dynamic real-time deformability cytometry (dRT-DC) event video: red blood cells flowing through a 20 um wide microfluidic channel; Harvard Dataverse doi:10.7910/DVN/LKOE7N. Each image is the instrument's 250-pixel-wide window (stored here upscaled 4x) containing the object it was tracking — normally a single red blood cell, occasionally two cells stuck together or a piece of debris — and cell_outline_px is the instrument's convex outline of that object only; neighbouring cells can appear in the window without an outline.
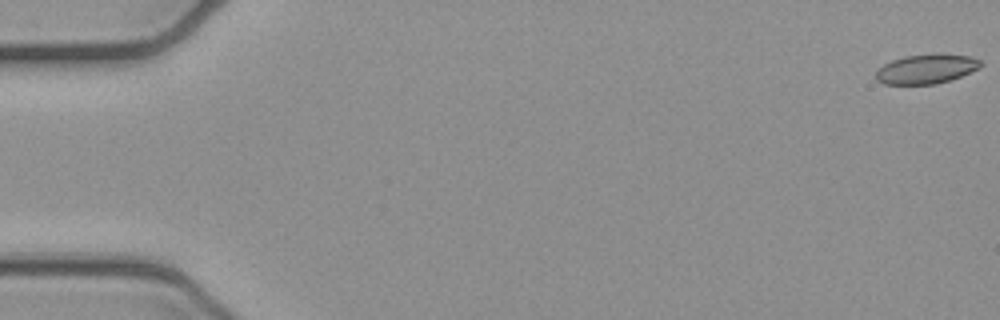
{"species": "common noctule bat (a hibernating species)", "species_latin": "Nyctalus noctula", "temperature_condition": "cold", "stored_images_in_passage": 5, "camera_frame_rate_fps": 3000, "um_per_image_px": 0.085, "animal": {"sex": "female", "body_mass_g": 21.9}, "frame": {"image": 1, "passage_image": 1, "time_ms": 0.0, "image_size_px": [1000, 320], "cell_outline_px": [[984, 64], [980, 68], [960, 76], [936, 84], [884, 84], [876, 80], [876, 72], [884, 64], [892, 60], [904, 56], [936, 52], [940, 52], [972, 56], [980, 60]], "centroid_in_image_um": [78.78, 5.83], "position_along_channel_um": 6.2, "area_um2": 18.32}}
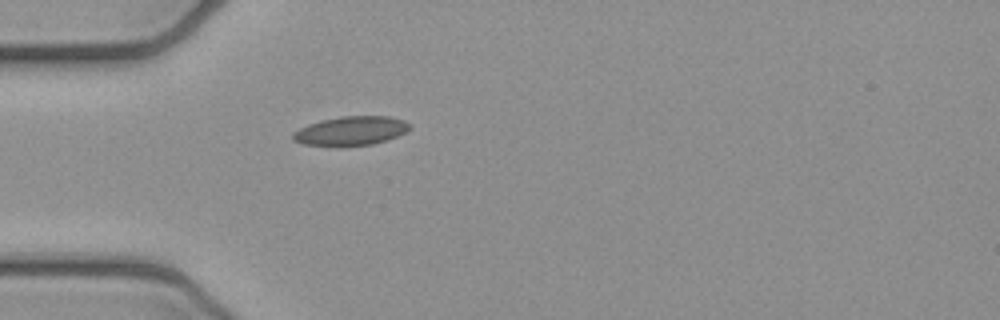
{"frame": {"image": 2, "passage_image": 5, "time_ms": 1.333, "image_size_px": [1000, 320], "cell_outline_px": [[412, 128], [388, 140], [372, 144], [336, 148], [304, 144], [292, 140], [292, 132], [308, 124], [320, 120], [340, 116], [388, 116], [404, 120], [412, 124]], "centroid_in_image_um": [29.8, 11.14], "position_along_channel_um": 55.2, "area_um2": 20.35}}